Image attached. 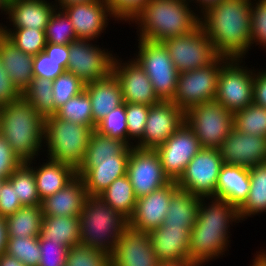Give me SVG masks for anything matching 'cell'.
Masks as SVG:
<instances>
[{"label":"cell","instance_id":"cell-41","mask_svg":"<svg viewBox=\"0 0 266 266\" xmlns=\"http://www.w3.org/2000/svg\"><path fill=\"white\" fill-rule=\"evenodd\" d=\"M5 253L15 257L25 266H38L41 250L38 237H8Z\"/></svg>","mask_w":266,"mask_h":266},{"label":"cell","instance_id":"cell-50","mask_svg":"<svg viewBox=\"0 0 266 266\" xmlns=\"http://www.w3.org/2000/svg\"><path fill=\"white\" fill-rule=\"evenodd\" d=\"M41 259L38 266H65L67 260L68 246L59 242L39 238Z\"/></svg>","mask_w":266,"mask_h":266},{"label":"cell","instance_id":"cell-46","mask_svg":"<svg viewBox=\"0 0 266 266\" xmlns=\"http://www.w3.org/2000/svg\"><path fill=\"white\" fill-rule=\"evenodd\" d=\"M149 107L145 104L125 103L128 146L134 147V144L142 137Z\"/></svg>","mask_w":266,"mask_h":266},{"label":"cell","instance_id":"cell-9","mask_svg":"<svg viewBox=\"0 0 266 266\" xmlns=\"http://www.w3.org/2000/svg\"><path fill=\"white\" fill-rule=\"evenodd\" d=\"M246 63L229 59L220 70L215 101L233 114L253 103L254 67Z\"/></svg>","mask_w":266,"mask_h":266},{"label":"cell","instance_id":"cell-32","mask_svg":"<svg viewBox=\"0 0 266 266\" xmlns=\"http://www.w3.org/2000/svg\"><path fill=\"white\" fill-rule=\"evenodd\" d=\"M250 191L247 200L238 209L241 223L249 217L266 214V162L249 169Z\"/></svg>","mask_w":266,"mask_h":266},{"label":"cell","instance_id":"cell-48","mask_svg":"<svg viewBox=\"0 0 266 266\" xmlns=\"http://www.w3.org/2000/svg\"><path fill=\"white\" fill-rule=\"evenodd\" d=\"M67 65L68 61H56L45 52H40L33 58L32 68L34 78L55 80L66 71Z\"/></svg>","mask_w":266,"mask_h":266},{"label":"cell","instance_id":"cell-34","mask_svg":"<svg viewBox=\"0 0 266 266\" xmlns=\"http://www.w3.org/2000/svg\"><path fill=\"white\" fill-rule=\"evenodd\" d=\"M98 196L128 220L133 215L137 197L127 174L114 180Z\"/></svg>","mask_w":266,"mask_h":266},{"label":"cell","instance_id":"cell-23","mask_svg":"<svg viewBox=\"0 0 266 266\" xmlns=\"http://www.w3.org/2000/svg\"><path fill=\"white\" fill-rule=\"evenodd\" d=\"M152 248L161 264L190 260V232L185 227L161 225L149 232Z\"/></svg>","mask_w":266,"mask_h":266},{"label":"cell","instance_id":"cell-22","mask_svg":"<svg viewBox=\"0 0 266 266\" xmlns=\"http://www.w3.org/2000/svg\"><path fill=\"white\" fill-rule=\"evenodd\" d=\"M129 158L84 160L77 175L81 177L88 196H98L114 180L127 174Z\"/></svg>","mask_w":266,"mask_h":266},{"label":"cell","instance_id":"cell-58","mask_svg":"<svg viewBox=\"0 0 266 266\" xmlns=\"http://www.w3.org/2000/svg\"><path fill=\"white\" fill-rule=\"evenodd\" d=\"M253 260L249 266H266V248L263 247L253 254Z\"/></svg>","mask_w":266,"mask_h":266},{"label":"cell","instance_id":"cell-55","mask_svg":"<svg viewBox=\"0 0 266 266\" xmlns=\"http://www.w3.org/2000/svg\"><path fill=\"white\" fill-rule=\"evenodd\" d=\"M44 52L52 59L56 61H68L69 60V44H51L46 43Z\"/></svg>","mask_w":266,"mask_h":266},{"label":"cell","instance_id":"cell-52","mask_svg":"<svg viewBox=\"0 0 266 266\" xmlns=\"http://www.w3.org/2000/svg\"><path fill=\"white\" fill-rule=\"evenodd\" d=\"M23 206L15 193V187L5 180L0 188V217L7 218Z\"/></svg>","mask_w":266,"mask_h":266},{"label":"cell","instance_id":"cell-45","mask_svg":"<svg viewBox=\"0 0 266 266\" xmlns=\"http://www.w3.org/2000/svg\"><path fill=\"white\" fill-rule=\"evenodd\" d=\"M55 108L58 109L69 99L85 90V83L76 75L65 71L60 74L52 85Z\"/></svg>","mask_w":266,"mask_h":266},{"label":"cell","instance_id":"cell-39","mask_svg":"<svg viewBox=\"0 0 266 266\" xmlns=\"http://www.w3.org/2000/svg\"><path fill=\"white\" fill-rule=\"evenodd\" d=\"M56 117L76 124L96 128L92 118V108L89 95L86 90L69 99L64 105L57 109Z\"/></svg>","mask_w":266,"mask_h":266},{"label":"cell","instance_id":"cell-56","mask_svg":"<svg viewBox=\"0 0 266 266\" xmlns=\"http://www.w3.org/2000/svg\"><path fill=\"white\" fill-rule=\"evenodd\" d=\"M188 1L191 3L193 9L197 11V14L201 16L205 11L217 5L222 0H188Z\"/></svg>","mask_w":266,"mask_h":266},{"label":"cell","instance_id":"cell-60","mask_svg":"<svg viewBox=\"0 0 266 266\" xmlns=\"http://www.w3.org/2000/svg\"><path fill=\"white\" fill-rule=\"evenodd\" d=\"M10 2L11 0H0V15H4V20L6 19V22L3 21L4 23H7L8 21V16H9V9H10ZM3 22H0V33L2 32V30L5 28L6 24H4Z\"/></svg>","mask_w":266,"mask_h":266},{"label":"cell","instance_id":"cell-20","mask_svg":"<svg viewBox=\"0 0 266 266\" xmlns=\"http://www.w3.org/2000/svg\"><path fill=\"white\" fill-rule=\"evenodd\" d=\"M111 266H161L149 233L128 225L111 254Z\"/></svg>","mask_w":266,"mask_h":266},{"label":"cell","instance_id":"cell-18","mask_svg":"<svg viewBox=\"0 0 266 266\" xmlns=\"http://www.w3.org/2000/svg\"><path fill=\"white\" fill-rule=\"evenodd\" d=\"M62 10L69 17L78 39L98 41L101 35L104 37L102 33H106L109 22L114 20L113 23H116V19L104 0L75 4Z\"/></svg>","mask_w":266,"mask_h":266},{"label":"cell","instance_id":"cell-57","mask_svg":"<svg viewBox=\"0 0 266 266\" xmlns=\"http://www.w3.org/2000/svg\"><path fill=\"white\" fill-rule=\"evenodd\" d=\"M7 238L6 220L5 218L0 217V255L6 250Z\"/></svg>","mask_w":266,"mask_h":266},{"label":"cell","instance_id":"cell-15","mask_svg":"<svg viewBox=\"0 0 266 266\" xmlns=\"http://www.w3.org/2000/svg\"><path fill=\"white\" fill-rule=\"evenodd\" d=\"M127 176L137 198L148 195L171 182L163 171L158 153L153 149L131 147Z\"/></svg>","mask_w":266,"mask_h":266},{"label":"cell","instance_id":"cell-33","mask_svg":"<svg viewBox=\"0 0 266 266\" xmlns=\"http://www.w3.org/2000/svg\"><path fill=\"white\" fill-rule=\"evenodd\" d=\"M42 218L41 206H21L13 215L5 218L7 237H39Z\"/></svg>","mask_w":266,"mask_h":266},{"label":"cell","instance_id":"cell-29","mask_svg":"<svg viewBox=\"0 0 266 266\" xmlns=\"http://www.w3.org/2000/svg\"><path fill=\"white\" fill-rule=\"evenodd\" d=\"M33 58L22 52L0 33V60L11 80L22 93L33 81Z\"/></svg>","mask_w":266,"mask_h":266},{"label":"cell","instance_id":"cell-14","mask_svg":"<svg viewBox=\"0 0 266 266\" xmlns=\"http://www.w3.org/2000/svg\"><path fill=\"white\" fill-rule=\"evenodd\" d=\"M202 149L199 139L184 122L155 151L158 153L165 175L170 181L177 182L183 175L187 164Z\"/></svg>","mask_w":266,"mask_h":266},{"label":"cell","instance_id":"cell-42","mask_svg":"<svg viewBox=\"0 0 266 266\" xmlns=\"http://www.w3.org/2000/svg\"><path fill=\"white\" fill-rule=\"evenodd\" d=\"M46 42L51 44H70L77 40L74 27L67 14L55 9L45 28Z\"/></svg>","mask_w":266,"mask_h":266},{"label":"cell","instance_id":"cell-43","mask_svg":"<svg viewBox=\"0 0 266 266\" xmlns=\"http://www.w3.org/2000/svg\"><path fill=\"white\" fill-rule=\"evenodd\" d=\"M95 131L101 135L124 141L128 145L125 103L110 111L96 124Z\"/></svg>","mask_w":266,"mask_h":266},{"label":"cell","instance_id":"cell-26","mask_svg":"<svg viewBox=\"0 0 266 266\" xmlns=\"http://www.w3.org/2000/svg\"><path fill=\"white\" fill-rule=\"evenodd\" d=\"M87 192L78 175L63 189L42 200L43 216H80Z\"/></svg>","mask_w":266,"mask_h":266},{"label":"cell","instance_id":"cell-2","mask_svg":"<svg viewBox=\"0 0 266 266\" xmlns=\"http://www.w3.org/2000/svg\"><path fill=\"white\" fill-rule=\"evenodd\" d=\"M218 56L247 59L251 51V0H222L200 16Z\"/></svg>","mask_w":266,"mask_h":266},{"label":"cell","instance_id":"cell-53","mask_svg":"<svg viewBox=\"0 0 266 266\" xmlns=\"http://www.w3.org/2000/svg\"><path fill=\"white\" fill-rule=\"evenodd\" d=\"M22 98V93L17 89L0 60V106L15 102Z\"/></svg>","mask_w":266,"mask_h":266},{"label":"cell","instance_id":"cell-40","mask_svg":"<svg viewBox=\"0 0 266 266\" xmlns=\"http://www.w3.org/2000/svg\"><path fill=\"white\" fill-rule=\"evenodd\" d=\"M233 128L250 135L266 137V108L252 103L235 112Z\"/></svg>","mask_w":266,"mask_h":266},{"label":"cell","instance_id":"cell-25","mask_svg":"<svg viewBox=\"0 0 266 266\" xmlns=\"http://www.w3.org/2000/svg\"><path fill=\"white\" fill-rule=\"evenodd\" d=\"M42 159L39 157V159L27 162L33 168L37 192L41 201L63 189L77 176V171L67 164L51 159Z\"/></svg>","mask_w":266,"mask_h":266},{"label":"cell","instance_id":"cell-30","mask_svg":"<svg viewBox=\"0 0 266 266\" xmlns=\"http://www.w3.org/2000/svg\"><path fill=\"white\" fill-rule=\"evenodd\" d=\"M199 206L200 197L178 189L171 197L162 225L185 227L190 232L196 223Z\"/></svg>","mask_w":266,"mask_h":266},{"label":"cell","instance_id":"cell-44","mask_svg":"<svg viewBox=\"0 0 266 266\" xmlns=\"http://www.w3.org/2000/svg\"><path fill=\"white\" fill-rule=\"evenodd\" d=\"M65 266H111V255L77 244L69 248Z\"/></svg>","mask_w":266,"mask_h":266},{"label":"cell","instance_id":"cell-36","mask_svg":"<svg viewBox=\"0 0 266 266\" xmlns=\"http://www.w3.org/2000/svg\"><path fill=\"white\" fill-rule=\"evenodd\" d=\"M53 80L33 78L31 84L22 92V98L30 103L44 119L55 115Z\"/></svg>","mask_w":266,"mask_h":266},{"label":"cell","instance_id":"cell-54","mask_svg":"<svg viewBox=\"0 0 266 266\" xmlns=\"http://www.w3.org/2000/svg\"><path fill=\"white\" fill-rule=\"evenodd\" d=\"M253 103L266 108V68L254 67Z\"/></svg>","mask_w":266,"mask_h":266},{"label":"cell","instance_id":"cell-38","mask_svg":"<svg viewBox=\"0 0 266 266\" xmlns=\"http://www.w3.org/2000/svg\"><path fill=\"white\" fill-rule=\"evenodd\" d=\"M22 52L36 56L46 47L45 31L33 28H4L1 32Z\"/></svg>","mask_w":266,"mask_h":266},{"label":"cell","instance_id":"cell-27","mask_svg":"<svg viewBox=\"0 0 266 266\" xmlns=\"http://www.w3.org/2000/svg\"><path fill=\"white\" fill-rule=\"evenodd\" d=\"M85 90L91 101L95 125L110 111L124 104L121 84L113 72L108 77L85 84Z\"/></svg>","mask_w":266,"mask_h":266},{"label":"cell","instance_id":"cell-24","mask_svg":"<svg viewBox=\"0 0 266 266\" xmlns=\"http://www.w3.org/2000/svg\"><path fill=\"white\" fill-rule=\"evenodd\" d=\"M55 9L53 0H11L8 26L5 28H33L45 31Z\"/></svg>","mask_w":266,"mask_h":266},{"label":"cell","instance_id":"cell-51","mask_svg":"<svg viewBox=\"0 0 266 266\" xmlns=\"http://www.w3.org/2000/svg\"><path fill=\"white\" fill-rule=\"evenodd\" d=\"M22 163L5 138L0 135V179L7 180Z\"/></svg>","mask_w":266,"mask_h":266},{"label":"cell","instance_id":"cell-5","mask_svg":"<svg viewBox=\"0 0 266 266\" xmlns=\"http://www.w3.org/2000/svg\"><path fill=\"white\" fill-rule=\"evenodd\" d=\"M80 244L111 255L128 219L99 196H87L80 213Z\"/></svg>","mask_w":266,"mask_h":266},{"label":"cell","instance_id":"cell-16","mask_svg":"<svg viewBox=\"0 0 266 266\" xmlns=\"http://www.w3.org/2000/svg\"><path fill=\"white\" fill-rule=\"evenodd\" d=\"M185 122V112L172 101H161L149 107L142 137L134 144L139 149L162 145Z\"/></svg>","mask_w":266,"mask_h":266},{"label":"cell","instance_id":"cell-19","mask_svg":"<svg viewBox=\"0 0 266 266\" xmlns=\"http://www.w3.org/2000/svg\"><path fill=\"white\" fill-rule=\"evenodd\" d=\"M218 150L224 164L250 169L266 162V137L250 135L232 128Z\"/></svg>","mask_w":266,"mask_h":266},{"label":"cell","instance_id":"cell-8","mask_svg":"<svg viewBox=\"0 0 266 266\" xmlns=\"http://www.w3.org/2000/svg\"><path fill=\"white\" fill-rule=\"evenodd\" d=\"M228 60L227 57L217 56L206 66L179 73L172 102L186 112L195 105L214 101L221 67Z\"/></svg>","mask_w":266,"mask_h":266},{"label":"cell","instance_id":"cell-59","mask_svg":"<svg viewBox=\"0 0 266 266\" xmlns=\"http://www.w3.org/2000/svg\"><path fill=\"white\" fill-rule=\"evenodd\" d=\"M0 266H25L22 262L7 253L0 255Z\"/></svg>","mask_w":266,"mask_h":266},{"label":"cell","instance_id":"cell-49","mask_svg":"<svg viewBox=\"0 0 266 266\" xmlns=\"http://www.w3.org/2000/svg\"><path fill=\"white\" fill-rule=\"evenodd\" d=\"M117 23L128 25L143 10L149 0H104ZM120 22V23H119Z\"/></svg>","mask_w":266,"mask_h":266},{"label":"cell","instance_id":"cell-11","mask_svg":"<svg viewBox=\"0 0 266 266\" xmlns=\"http://www.w3.org/2000/svg\"><path fill=\"white\" fill-rule=\"evenodd\" d=\"M90 39H77L69 44V60L66 71L76 75L85 84L105 77L113 72L116 54L104 48L103 43Z\"/></svg>","mask_w":266,"mask_h":266},{"label":"cell","instance_id":"cell-61","mask_svg":"<svg viewBox=\"0 0 266 266\" xmlns=\"http://www.w3.org/2000/svg\"><path fill=\"white\" fill-rule=\"evenodd\" d=\"M90 1H95V0H54V3L56 5V9L62 10L67 6L80 4V3H87Z\"/></svg>","mask_w":266,"mask_h":266},{"label":"cell","instance_id":"cell-4","mask_svg":"<svg viewBox=\"0 0 266 266\" xmlns=\"http://www.w3.org/2000/svg\"><path fill=\"white\" fill-rule=\"evenodd\" d=\"M44 131L45 119L23 98L0 106V135L22 162L44 154Z\"/></svg>","mask_w":266,"mask_h":266},{"label":"cell","instance_id":"cell-28","mask_svg":"<svg viewBox=\"0 0 266 266\" xmlns=\"http://www.w3.org/2000/svg\"><path fill=\"white\" fill-rule=\"evenodd\" d=\"M250 191L249 168L223 164L218 175L215 197L226 200L239 209Z\"/></svg>","mask_w":266,"mask_h":266},{"label":"cell","instance_id":"cell-37","mask_svg":"<svg viewBox=\"0 0 266 266\" xmlns=\"http://www.w3.org/2000/svg\"><path fill=\"white\" fill-rule=\"evenodd\" d=\"M7 180L15 187V193L23 206H41L33 168L27 162H23Z\"/></svg>","mask_w":266,"mask_h":266},{"label":"cell","instance_id":"cell-7","mask_svg":"<svg viewBox=\"0 0 266 266\" xmlns=\"http://www.w3.org/2000/svg\"><path fill=\"white\" fill-rule=\"evenodd\" d=\"M137 40L132 56L143 68L161 101H172L176 93L178 70L162 42Z\"/></svg>","mask_w":266,"mask_h":266},{"label":"cell","instance_id":"cell-3","mask_svg":"<svg viewBox=\"0 0 266 266\" xmlns=\"http://www.w3.org/2000/svg\"><path fill=\"white\" fill-rule=\"evenodd\" d=\"M130 25L137 27L136 38L163 42L194 31L200 16L188 0H149Z\"/></svg>","mask_w":266,"mask_h":266},{"label":"cell","instance_id":"cell-10","mask_svg":"<svg viewBox=\"0 0 266 266\" xmlns=\"http://www.w3.org/2000/svg\"><path fill=\"white\" fill-rule=\"evenodd\" d=\"M233 115L214 100L191 107L185 112V122L202 148L218 149L233 128Z\"/></svg>","mask_w":266,"mask_h":266},{"label":"cell","instance_id":"cell-35","mask_svg":"<svg viewBox=\"0 0 266 266\" xmlns=\"http://www.w3.org/2000/svg\"><path fill=\"white\" fill-rule=\"evenodd\" d=\"M131 147L124 141L101 135L93 131L86 149L84 160H106L129 158Z\"/></svg>","mask_w":266,"mask_h":266},{"label":"cell","instance_id":"cell-1","mask_svg":"<svg viewBox=\"0 0 266 266\" xmlns=\"http://www.w3.org/2000/svg\"><path fill=\"white\" fill-rule=\"evenodd\" d=\"M240 222L238 209L226 200L200 198L196 223L190 231V261L208 266L209 262L228 255L232 241L230 229Z\"/></svg>","mask_w":266,"mask_h":266},{"label":"cell","instance_id":"cell-13","mask_svg":"<svg viewBox=\"0 0 266 266\" xmlns=\"http://www.w3.org/2000/svg\"><path fill=\"white\" fill-rule=\"evenodd\" d=\"M223 164L218 149L202 148L190 160L176 182L178 188L200 198L215 197L218 175Z\"/></svg>","mask_w":266,"mask_h":266},{"label":"cell","instance_id":"cell-17","mask_svg":"<svg viewBox=\"0 0 266 266\" xmlns=\"http://www.w3.org/2000/svg\"><path fill=\"white\" fill-rule=\"evenodd\" d=\"M113 62V73L118 78L123 94L124 103H139L148 106L155 105L158 98L151 81L138 62L130 56L122 59L117 55Z\"/></svg>","mask_w":266,"mask_h":266},{"label":"cell","instance_id":"cell-21","mask_svg":"<svg viewBox=\"0 0 266 266\" xmlns=\"http://www.w3.org/2000/svg\"><path fill=\"white\" fill-rule=\"evenodd\" d=\"M177 183L171 181L168 185L137 198L133 215L128 225L134 229L150 232L162 225L172 195L178 190Z\"/></svg>","mask_w":266,"mask_h":266},{"label":"cell","instance_id":"cell-63","mask_svg":"<svg viewBox=\"0 0 266 266\" xmlns=\"http://www.w3.org/2000/svg\"><path fill=\"white\" fill-rule=\"evenodd\" d=\"M6 179H0V188H1V186H2V184H3V182L5 181Z\"/></svg>","mask_w":266,"mask_h":266},{"label":"cell","instance_id":"cell-12","mask_svg":"<svg viewBox=\"0 0 266 266\" xmlns=\"http://www.w3.org/2000/svg\"><path fill=\"white\" fill-rule=\"evenodd\" d=\"M162 43L179 73L206 66L218 56L201 25L189 34L168 38Z\"/></svg>","mask_w":266,"mask_h":266},{"label":"cell","instance_id":"cell-31","mask_svg":"<svg viewBox=\"0 0 266 266\" xmlns=\"http://www.w3.org/2000/svg\"><path fill=\"white\" fill-rule=\"evenodd\" d=\"M71 248L80 244L79 216H43L40 236Z\"/></svg>","mask_w":266,"mask_h":266},{"label":"cell","instance_id":"cell-6","mask_svg":"<svg viewBox=\"0 0 266 266\" xmlns=\"http://www.w3.org/2000/svg\"><path fill=\"white\" fill-rule=\"evenodd\" d=\"M93 131L89 126L49 116L45 118L43 152L46 153L43 155L77 171L84 161Z\"/></svg>","mask_w":266,"mask_h":266},{"label":"cell","instance_id":"cell-47","mask_svg":"<svg viewBox=\"0 0 266 266\" xmlns=\"http://www.w3.org/2000/svg\"><path fill=\"white\" fill-rule=\"evenodd\" d=\"M256 46L266 53V0H251V49Z\"/></svg>","mask_w":266,"mask_h":266},{"label":"cell","instance_id":"cell-62","mask_svg":"<svg viewBox=\"0 0 266 266\" xmlns=\"http://www.w3.org/2000/svg\"><path fill=\"white\" fill-rule=\"evenodd\" d=\"M161 266H200L199 264L195 263L194 261H183V262H176V263H165L161 264Z\"/></svg>","mask_w":266,"mask_h":266}]
</instances>
